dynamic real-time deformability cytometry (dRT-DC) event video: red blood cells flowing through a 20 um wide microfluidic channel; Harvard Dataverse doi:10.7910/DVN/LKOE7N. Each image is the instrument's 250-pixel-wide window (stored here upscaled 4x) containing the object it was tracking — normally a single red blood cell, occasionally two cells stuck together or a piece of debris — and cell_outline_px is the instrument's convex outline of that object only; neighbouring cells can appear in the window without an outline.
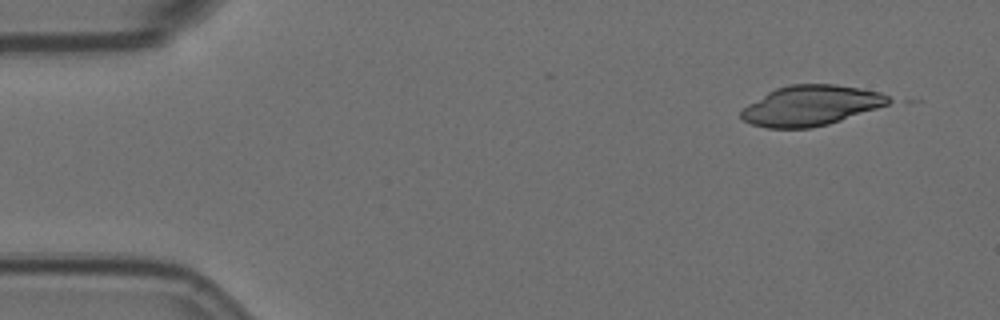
{"species": "Egyptian fruit bat (a non-hibernating species)", "species_latin": "Rousettus aegyptiacus", "temperature_condition": "room temperature", "stored_images_in_passage": 6, "segment_of_instrument_passage": [2, 2], "camera_frame_rate_fps": 3000, "um_per_image_px": 0.085, "animal": {"sex": "female"}, "frame": {"image": 1, "passage_image": 6, "time_ms": 1.667, "image_size_px": [1000, 320], "cell_outline_px": [[896, 100], [888, 104], [828, 124], [812, 128], [768, 128], [752, 124], [744, 120], [740, 116], [740, 112], [748, 104], [768, 92], [776, 88], [788, 84], [836, 84], [860, 88], [880, 92]], "centroid_in_image_um": [68.93, 8.96], "position_along_channel_um": 16.1, "area_um2": 34.39}}